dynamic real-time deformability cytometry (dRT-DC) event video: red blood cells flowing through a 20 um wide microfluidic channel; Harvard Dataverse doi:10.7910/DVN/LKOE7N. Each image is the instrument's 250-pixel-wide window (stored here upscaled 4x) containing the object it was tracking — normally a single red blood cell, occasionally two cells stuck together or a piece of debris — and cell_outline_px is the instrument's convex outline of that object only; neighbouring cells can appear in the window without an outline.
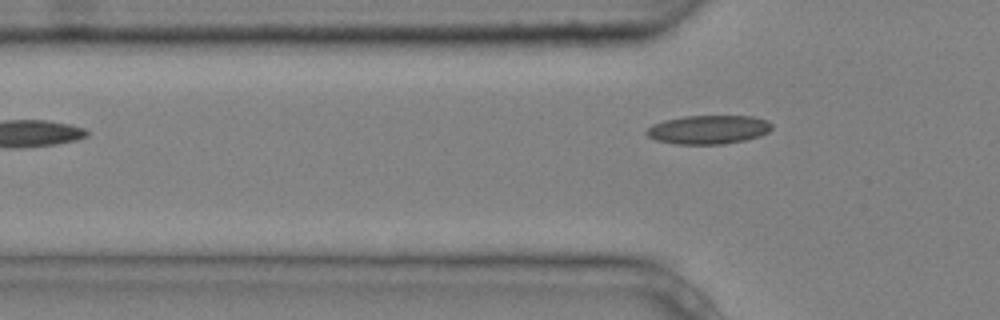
{"species": "common noctule bat (a hibernating species)", "species_latin": "Nyctalus noctula", "temperature_condition": "cold", "stored_images_in_passage": 5, "camera_frame_rate_fps": 3000, "um_per_image_px": 0.085, "animal": {"sex": "male", "body_mass_g": 20.4}, "frame": {"image": 1, "passage_image": 5, "time_ms": 1.333, "image_size_px": [1000, 320], "cell_outline_px": [[772, 128], [768, 132], [760, 136], [744, 140], [724, 144], [676, 144], [656, 140], [648, 136], [644, 132], [652, 124], [664, 120], [684, 116], [752, 116], [768, 120], [772, 124]], "centroid_in_image_um": [60.22, 11.01], "position_along_channel_um": 65.6, "area_um2": 21.1}}